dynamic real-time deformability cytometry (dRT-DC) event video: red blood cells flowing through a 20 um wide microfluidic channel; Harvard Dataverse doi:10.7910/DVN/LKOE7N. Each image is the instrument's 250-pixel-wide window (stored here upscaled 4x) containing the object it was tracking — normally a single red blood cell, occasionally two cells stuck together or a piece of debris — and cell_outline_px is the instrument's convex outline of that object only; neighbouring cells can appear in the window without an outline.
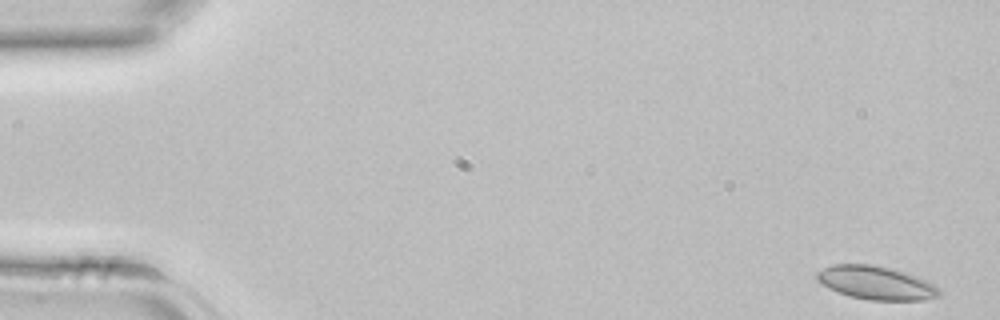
{"species": "common noctule bat (a hibernating species)", "species_latin": "Nyctalus noctula", "temperature_condition": "room temperature", "stored_images_in_passage": 42, "camera_frame_rate_fps": 3000, "um_per_image_px": 0.085, "animal": {"sex": "female", "body_mass_g": 22.7, "forearm_length_mm": 54.2}, "frame": {"image": 1, "passage_image": 1, "time_ms": 0.0, "image_size_px": [1000, 320], "cell_outline_px": [[940, 296], [924, 300], [868, 300], [848, 296], [836, 292], [828, 288], [816, 280], [816, 272], [832, 264], [868, 264], [892, 268], [916, 276], [940, 288]], "centroid_in_image_um": [74.43, 24.05], "position_along_channel_um": 10.6, "area_um2": 23.93}}
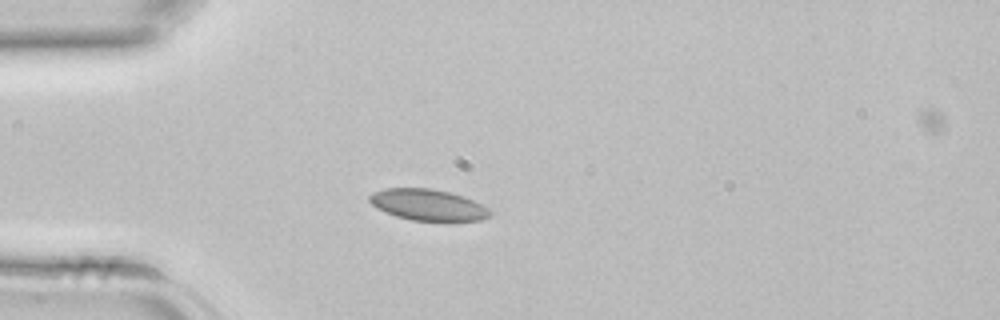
{"frame": {"image": 2, "passage_image": 11, "time_ms": 3.333, "image_size_px": [1000, 320], "cell_outline_px": [[492, 212], [488, 216], [480, 220], [412, 220], [396, 216], [384, 212], [376, 208], [368, 200], [368, 196], [384, 188], [432, 188], [448, 192], [472, 200], [488, 208]], "centroid_in_image_um": [36.32, 17.4], "position_along_channel_um": 48.7, "area_um2": 21.56}}
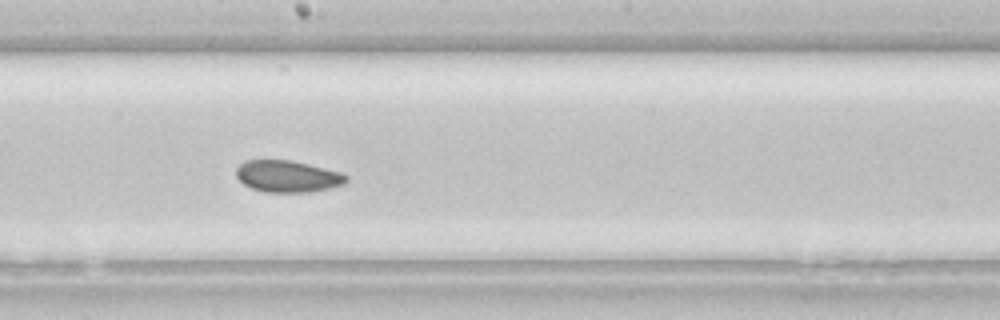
{"frame": {"image": 3, "passage_image": 23, "time_ms": 7.333, "image_size_px": [1000, 320], "cell_outline_px": [[348, 180], [344, 184], [328, 188], [308, 192], [264, 192], [252, 188], [244, 184], [236, 176], [236, 168], [244, 160], [292, 160], [340, 172], [348, 176]], "centroid_in_image_um": [24.43, 14.98], "position_along_channel_um": 223.8, "area_um2": 20.29}}